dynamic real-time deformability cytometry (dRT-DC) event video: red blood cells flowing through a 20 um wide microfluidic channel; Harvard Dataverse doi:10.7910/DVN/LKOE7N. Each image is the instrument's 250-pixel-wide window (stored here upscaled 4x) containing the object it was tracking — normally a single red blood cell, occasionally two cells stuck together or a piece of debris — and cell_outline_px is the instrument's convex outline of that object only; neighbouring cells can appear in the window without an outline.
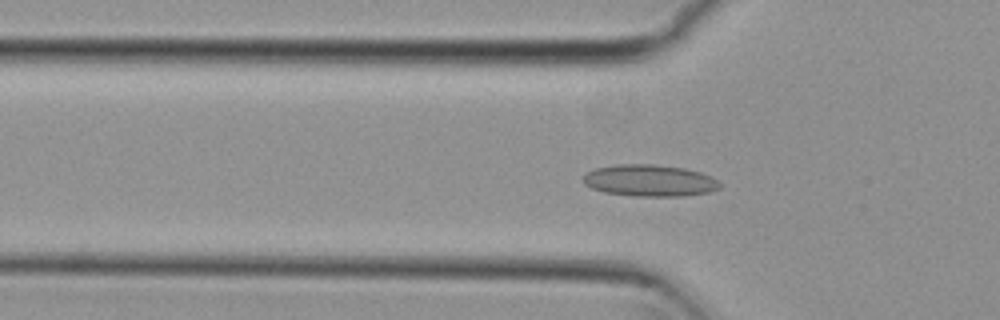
{"species": "common noctule bat (a hibernating species)", "species_latin": "Nyctalus noctula", "temperature_condition": "cold", "stored_images_in_passage": 48, "camera_frame_rate_fps": 3000, "um_per_image_px": 0.085, "animal": {"sex": "female", "body_mass_g": 29.2, "forearm_length_mm": 56.3}, "frame": {"image": 1, "passage_image": 10, "time_ms": 3.0, "image_size_px": [1000, 320], "cell_outline_px": [[724, 184], [720, 188], [708, 192], [684, 196], [632, 196], [604, 192], [592, 188], [584, 184], [584, 176], [588, 172], [596, 168], [616, 164], [652, 164], [684, 168], [700, 172], [712, 176]], "centroid_in_image_um": [55.26, 15.35], "position_along_channel_um": 70.5, "area_um2": 25.37}}
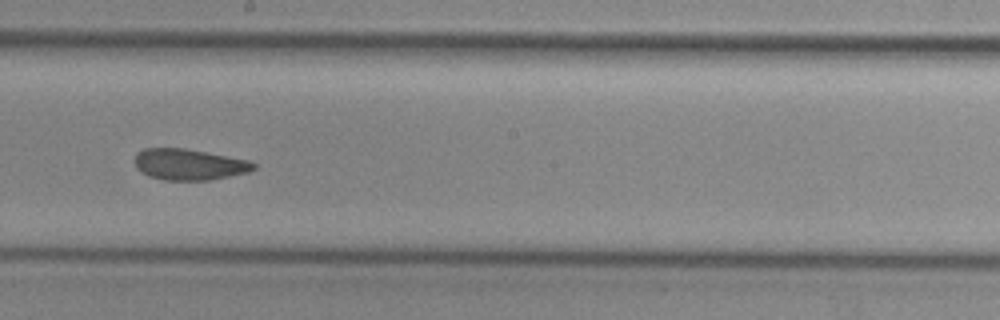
{"frame": {"image": 2, "passage_image": 23, "time_ms": 7.333, "image_size_px": [1000, 320], "cell_outline_px": [[256, 168], [248, 172], [208, 180], [164, 180], [148, 176], [140, 172], [136, 168], [136, 152], [144, 148], [184, 148], [248, 160], [256, 164]], "centroid_in_image_um": [16.04, 13.98], "position_along_channel_um": 232.2, "area_um2": 21.44}}
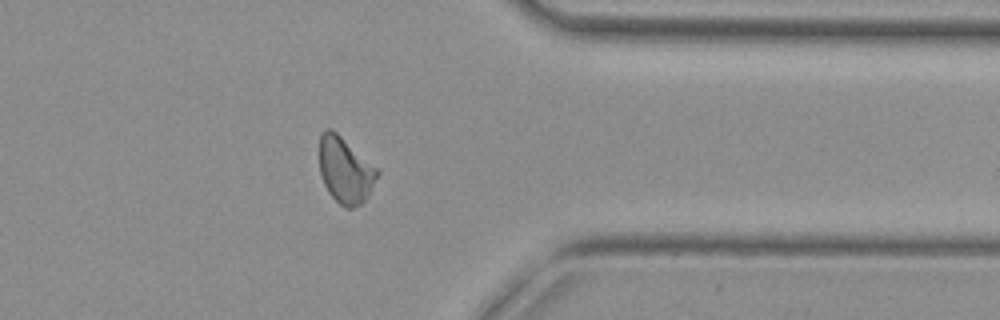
{"frame": {"image": 3, "passage_image": 36, "time_ms": 11.667, "image_size_px": [1000, 320], "cell_outline_px": [[380, 172], [368, 196], [360, 204], [352, 208], [344, 208], [328, 192], [324, 184], [320, 172], [320, 132], [324, 128], [332, 128], [376, 168]], "centroid_in_image_um": [29.32, 14.46], "position_along_channel_um": 382.1, "area_um2": 22.02}, "authors_computed_cell_mechanics": {"area_um2": 22.3397, "velocity_mm_per_s": 3.7217, "shape_relaxation_time_tau1_ms": 9.4735, "shape_relaxation_time_tau2_ms": 2.1519, "deformation_change_tau1": 0.1497, "deformation_change_tau2": 0.0694}}